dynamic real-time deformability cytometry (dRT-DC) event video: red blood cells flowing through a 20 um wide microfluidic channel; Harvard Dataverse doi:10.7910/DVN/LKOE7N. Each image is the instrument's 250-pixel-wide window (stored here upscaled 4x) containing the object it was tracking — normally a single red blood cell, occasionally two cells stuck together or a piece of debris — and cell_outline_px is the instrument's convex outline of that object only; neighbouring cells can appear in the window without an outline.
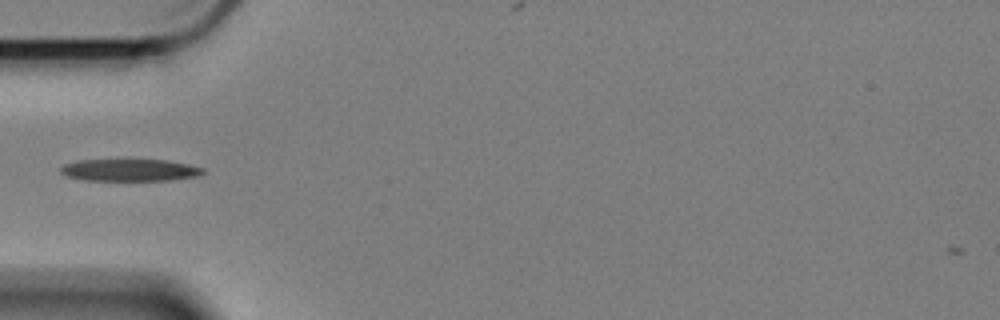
{"species": "Egyptian fruit bat (a non-hibernating species)", "species_latin": "Rousettus aegyptiacus", "temperature_condition": "cold", "stored_images_in_passage": 42, "camera_frame_rate_fps": 3000, "um_per_image_px": 0.085, "animal": {"sex": "female"}, "frame": {"image": 1, "passage_image": 1, "time_ms": 0.0, "image_size_px": [1000, 320], "cell_outline_px": [[204, 172], [200, 176], [176, 180], [84, 180], [68, 176], [60, 172], [60, 168], [64, 164], [80, 160], [168, 160], [188, 164], [204, 168]], "centroid_in_image_um": [11.09, 14.46], "position_along_channel_um": 73.9, "area_um2": 18.32}}
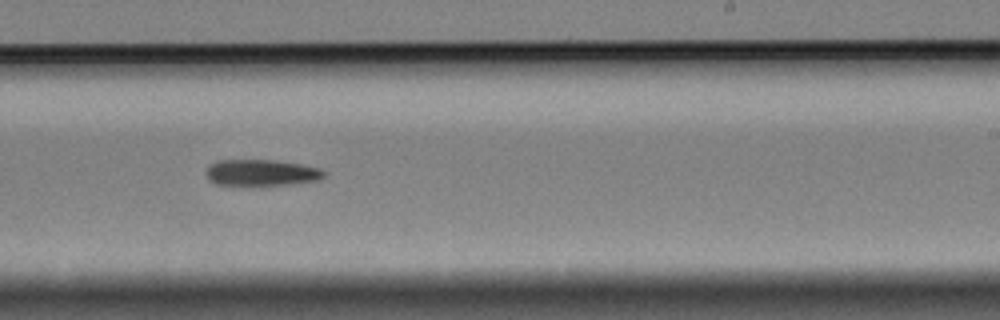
{"frame": {"image": 2, "passage_image": 18, "time_ms": 5.667, "image_size_px": [1000, 320], "cell_outline_px": [[324, 176], [316, 180], [288, 184], [216, 184], [208, 180], [204, 172], [216, 160], [272, 160], [300, 164], [320, 168], [324, 172]], "centroid_in_image_um": [22.17, 14.66], "position_along_channel_um": 266.8, "area_um2": 17.63}}
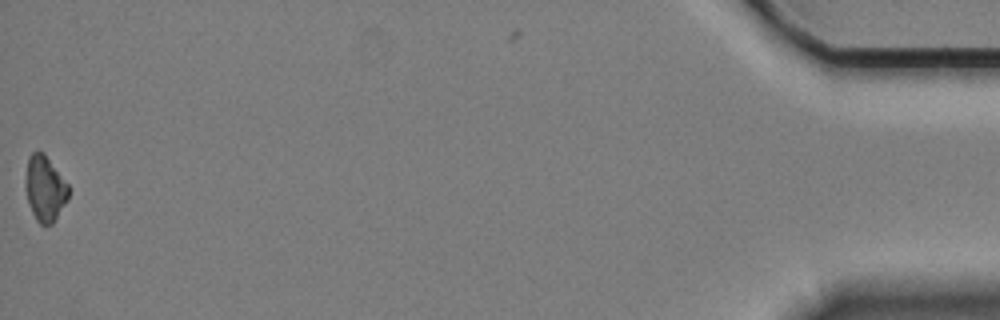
{"frame": {"image": 3, "passage_image": 41, "time_ms": 13.333, "image_size_px": [1000, 320], "cell_outline_px": [[68, 200], [52, 224], [40, 224], [36, 220], [28, 204], [24, 184], [28, 156], [32, 152], [44, 152], [68, 184]], "centroid_in_image_um": [3.8, 16.01], "position_along_channel_um": 431.4, "area_um2": 16.53}}